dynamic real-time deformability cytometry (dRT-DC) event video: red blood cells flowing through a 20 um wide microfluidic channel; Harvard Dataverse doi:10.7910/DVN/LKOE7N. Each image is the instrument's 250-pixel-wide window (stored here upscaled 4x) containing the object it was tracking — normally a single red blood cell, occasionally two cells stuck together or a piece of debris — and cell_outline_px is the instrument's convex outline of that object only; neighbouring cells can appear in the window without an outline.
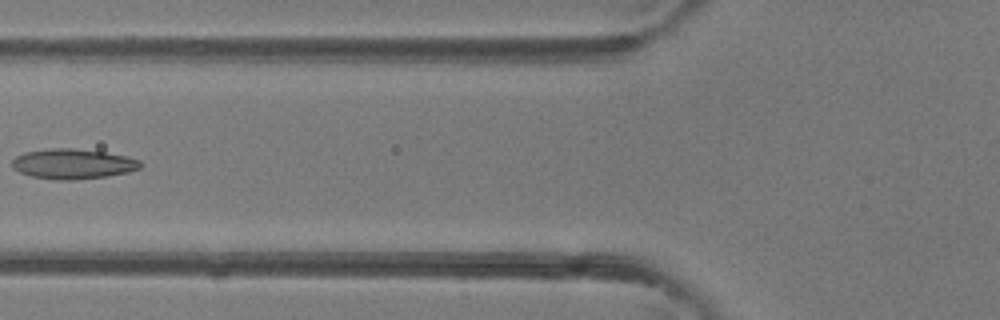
{"species": "common noctule bat (a hibernating species)", "species_latin": "Nyctalus noctula", "temperature_condition": "room temperature", "stored_images_in_passage": 2, "camera_frame_rate_fps": 3000, "um_per_image_px": 0.085, "animal": {"sex": "female"}, "frame": {"image": 1, "passage_image": 2, "time_ms": 1.0, "image_size_px": [1000, 320], "cell_outline_px": [[144, 164], [140, 168], [128, 172], [108, 176], [72, 180], [60, 180], [32, 176], [20, 172], [12, 168], [12, 160], [16, 156], [24, 152], [52, 148], [72, 148], [104, 152], [128, 156], [140, 160]], "centroid_in_image_um": [6.22, 13.92], "position_along_channel_um": 119.6, "area_um2": 22.54}}